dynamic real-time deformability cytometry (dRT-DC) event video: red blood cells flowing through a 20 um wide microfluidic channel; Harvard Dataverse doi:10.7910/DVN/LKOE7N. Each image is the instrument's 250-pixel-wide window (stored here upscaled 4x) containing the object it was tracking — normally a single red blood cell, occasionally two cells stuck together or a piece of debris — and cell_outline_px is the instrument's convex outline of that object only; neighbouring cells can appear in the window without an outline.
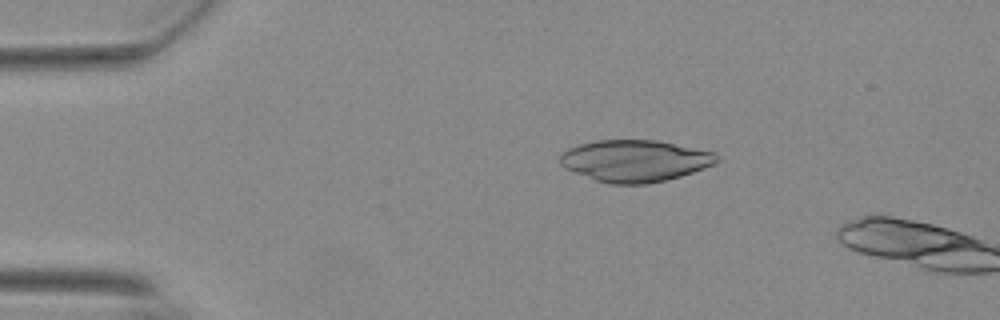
{"species": "Egyptian fruit bat (a non-hibernating species)", "species_latin": "Rousettus aegyptiacus", "temperature_condition": "warm", "stored_images_in_passage": 13, "camera_frame_rate_fps": 3000, "um_per_image_px": 0.085, "animal": {"sex": "female"}, "frame": {"image": 1, "passage_image": 10, "time_ms": 3.0, "image_size_px": [1000, 320], "cell_outline_px": [[716, 160], [712, 164], [704, 168], [680, 176], [664, 180], [644, 184], [612, 184], [596, 180], [564, 168], [560, 164], [560, 156], [568, 148], [580, 144], [596, 140], [656, 140], [716, 152]], "centroid_in_image_um": [53.94, 13.66], "position_along_channel_um": 31.1, "area_um2": 37.74}}